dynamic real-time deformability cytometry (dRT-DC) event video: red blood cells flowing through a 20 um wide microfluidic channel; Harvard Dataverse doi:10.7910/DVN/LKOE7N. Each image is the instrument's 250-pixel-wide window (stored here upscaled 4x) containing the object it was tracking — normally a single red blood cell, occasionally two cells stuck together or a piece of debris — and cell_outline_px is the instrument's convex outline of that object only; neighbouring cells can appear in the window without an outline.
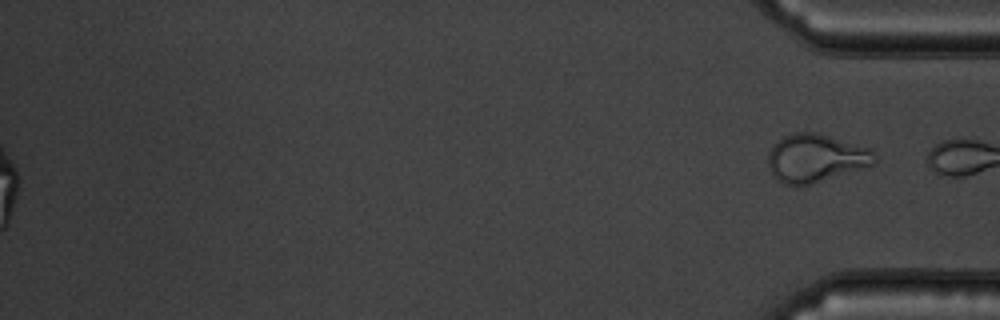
{"species": "common noctule bat (a hibernating species)", "species_latin": "Nyctalus noctula", "temperature_condition": "warm", "stored_images_in_passage": 45, "segment_of_instrument_passage": [2, 2], "camera_frame_rate_fps": 3000, "um_per_image_px": 0.085, "animal": {"sex": "male", "body_mass_g": 19.5, "forearm_length_mm": 54.6}, "frame": {"image": 1, "passage_image": 45, "time_ms": 14.667, "image_size_px": [1000, 320], "cell_outline_px": [[876, 164], [868, 168], [812, 184], [784, 184], [776, 180], [768, 164], [768, 152], [776, 140], [784, 136], [796, 132], [816, 132], [872, 148], [876, 152]], "centroid_in_image_um": [69.4, 13.44], "position_along_channel_um": 365.8, "area_um2": 30.4}}